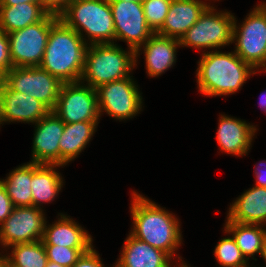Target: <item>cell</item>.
<instances>
[{
  "label": "cell",
  "mask_w": 266,
  "mask_h": 267,
  "mask_svg": "<svg viewBox=\"0 0 266 267\" xmlns=\"http://www.w3.org/2000/svg\"><path fill=\"white\" fill-rule=\"evenodd\" d=\"M132 192L130 213L133 228L130 234L167 253L173 259L182 243L179 220L144 195Z\"/></svg>",
  "instance_id": "cell-1"
},
{
  "label": "cell",
  "mask_w": 266,
  "mask_h": 267,
  "mask_svg": "<svg viewBox=\"0 0 266 267\" xmlns=\"http://www.w3.org/2000/svg\"><path fill=\"white\" fill-rule=\"evenodd\" d=\"M256 70L234 51L202 53L196 70L197 87L203 95L226 96L236 93Z\"/></svg>",
  "instance_id": "cell-2"
},
{
  "label": "cell",
  "mask_w": 266,
  "mask_h": 267,
  "mask_svg": "<svg viewBox=\"0 0 266 267\" xmlns=\"http://www.w3.org/2000/svg\"><path fill=\"white\" fill-rule=\"evenodd\" d=\"M87 48V42L59 19L50 29L39 66L63 83L79 82Z\"/></svg>",
  "instance_id": "cell-3"
},
{
  "label": "cell",
  "mask_w": 266,
  "mask_h": 267,
  "mask_svg": "<svg viewBox=\"0 0 266 267\" xmlns=\"http://www.w3.org/2000/svg\"><path fill=\"white\" fill-rule=\"evenodd\" d=\"M58 17L88 45L115 43L114 20L108 0H72Z\"/></svg>",
  "instance_id": "cell-4"
},
{
  "label": "cell",
  "mask_w": 266,
  "mask_h": 267,
  "mask_svg": "<svg viewBox=\"0 0 266 267\" xmlns=\"http://www.w3.org/2000/svg\"><path fill=\"white\" fill-rule=\"evenodd\" d=\"M135 68V51L131 48L126 51L114 44L89 45L80 82L92 88L130 77Z\"/></svg>",
  "instance_id": "cell-5"
},
{
  "label": "cell",
  "mask_w": 266,
  "mask_h": 267,
  "mask_svg": "<svg viewBox=\"0 0 266 267\" xmlns=\"http://www.w3.org/2000/svg\"><path fill=\"white\" fill-rule=\"evenodd\" d=\"M216 11L213 5H209L198 21L181 37L180 46L198 50L200 48L218 50L222 46L232 44L235 17L227 11Z\"/></svg>",
  "instance_id": "cell-6"
},
{
  "label": "cell",
  "mask_w": 266,
  "mask_h": 267,
  "mask_svg": "<svg viewBox=\"0 0 266 267\" xmlns=\"http://www.w3.org/2000/svg\"><path fill=\"white\" fill-rule=\"evenodd\" d=\"M59 20L49 13L42 21L7 33L13 67H35L42 62L51 27Z\"/></svg>",
  "instance_id": "cell-7"
},
{
  "label": "cell",
  "mask_w": 266,
  "mask_h": 267,
  "mask_svg": "<svg viewBox=\"0 0 266 267\" xmlns=\"http://www.w3.org/2000/svg\"><path fill=\"white\" fill-rule=\"evenodd\" d=\"M244 20L237 25L234 18V52L254 69L266 72V12L257 5Z\"/></svg>",
  "instance_id": "cell-8"
},
{
  "label": "cell",
  "mask_w": 266,
  "mask_h": 267,
  "mask_svg": "<svg viewBox=\"0 0 266 267\" xmlns=\"http://www.w3.org/2000/svg\"><path fill=\"white\" fill-rule=\"evenodd\" d=\"M2 79L11 90L36 98L50 111H53L57 104L63 84L40 66L12 67Z\"/></svg>",
  "instance_id": "cell-9"
},
{
  "label": "cell",
  "mask_w": 266,
  "mask_h": 267,
  "mask_svg": "<svg viewBox=\"0 0 266 267\" xmlns=\"http://www.w3.org/2000/svg\"><path fill=\"white\" fill-rule=\"evenodd\" d=\"M132 76L96 88L100 117L106 112L116 120H128L142 111L143 97Z\"/></svg>",
  "instance_id": "cell-10"
},
{
  "label": "cell",
  "mask_w": 266,
  "mask_h": 267,
  "mask_svg": "<svg viewBox=\"0 0 266 267\" xmlns=\"http://www.w3.org/2000/svg\"><path fill=\"white\" fill-rule=\"evenodd\" d=\"M53 112L64 123L99 121L96 89L80 81L63 83Z\"/></svg>",
  "instance_id": "cell-11"
},
{
  "label": "cell",
  "mask_w": 266,
  "mask_h": 267,
  "mask_svg": "<svg viewBox=\"0 0 266 267\" xmlns=\"http://www.w3.org/2000/svg\"><path fill=\"white\" fill-rule=\"evenodd\" d=\"M115 27V41L127 43L134 51L142 46L154 32L148 26L140 2L109 1Z\"/></svg>",
  "instance_id": "cell-12"
},
{
  "label": "cell",
  "mask_w": 266,
  "mask_h": 267,
  "mask_svg": "<svg viewBox=\"0 0 266 267\" xmlns=\"http://www.w3.org/2000/svg\"><path fill=\"white\" fill-rule=\"evenodd\" d=\"M43 209L34 206L15 207L0 225V244L4 249L17 243L42 240L46 217Z\"/></svg>",
  "instance_id": "cell-13"
},
{
  "label": "cell",
  "mask_w": 266,
  "mask_h": 267,
  "mask_svg": "<svg viewBox=\"0 0 266 267\" xmlns=\"http://www.w3.org/2000/svg\"><path fill=\"white\" fill-rule=\"evenodd\" d=\"M31 162L47 165H60L59 141L65 123L50 111L35 123Z\"/></svg>",
  "instance_id": "cell-14"
},
{
  "label": "cell",
  "mask_w": 266,
  "mask_h": 267,
  "mask_svg": "<svg viewBox=\"0 0 266 267\" xmlns=\"http://www.w3.org/2000/svg\"><path fill=\"white\" fill-rule=\"evenodd\" d=\"M2 123L23 122L35 124L45 117L50 110L39 100L25 93L11 90L2 84Z\"/></svg>",
  "instance_id": "cell-15"
},
{
  "label": "cell",
  "mask_w": 266,
  "mask_h": 267,
  "mask_svg": "<svg viewBox=\"0 0 266 267\" xmlns=\"http://www.w3.org/2000/svg\"><path fill=\"white\" fill-rule=\"evenodd\" d=\"M258 129L244 120L221 114L219 117L216 140L222 152L244 156L251 149Z\"/></svg>",
  "instance_id": "cell-16"
},
{
  "label": "cell",
  "mask_w": 266,
  "mask_h": 267,
  "mask_svg": "<svg viewBox=\"0 0 266 267\" xmlns=\"http://www.w3.org/2000/svg\"><path fill=\"white\" fill-rule=\"evenodd\" d=\"M180 41L154 33L142 46L135 50V67L140 51H144L146 73L150 77H158L176 63V50Z\"/></svg>",
  "instance_id": "cell-17"
},
{
  "label": "cell",
  "mask_w": 266,
  "mask_h": 267,
  "mask_svg": "<svg viewBox=\"0 0 266 267\" xmlns=\"http://www.w3.org/2000/svg\"><path fill=\"white\" fill-rule=\"evenodd\" d=\"M209 5L201 0H172L165 21L156 34L180 40Z\"/></svg>",
  "instance_id": "cell-18"
},
{
  "label": "cell",
  "mask_w": 266,
  "mask_h": 267,
  "mask_svg": "<svg viewBox=\"0 0 266 267\" xmlns=\"http://www.w3.org/2000/svg\"><path fill=\"white\" fill-rule=\"evenodd\" d=\"M55 223H45L42 242L44 245H55L75 249H91L93 238L71 217L61 213Z\"/></svg>",
  "instance_id": "cell-19"
},
{
  "label": "cell",
  "mask_w": 266,
  "mask_h": 267,
  "mask_svg": "<svg viewBox=\"0 0 266 267\" xmlns=\"http://www.w3.org/2000/svg\"><path fill=\"white\" fill-rule=\"evenodd\" d=\"M114 267H172V258L130 233ZM175 267V266H174Z\"/></svg>",
  "instance_id": "cell-20"
},
{
  "label": "cell",
  "mask_w": 266,
  "mask_h": 267,
  "mask_svg": "<svg viewBox=\"0 0 266 267\" xmlns=\"http://www.w3.org/2000/svg\"><path fill=\"white\" fill-rule=\"evenodd\" d=\"M226 222L266 224V188L253 186L230 204Z\"/></svg>",
  "instance_id": "cell-21"
},
{
  "label": "cell",
  "mask_w": 266,
  "mask_h": 267,
  "mask_svg": "<svg viewBox=\"0 0 266 267\" xmlns=\"http://www.w3.org/2000/svg\"><path fill=\"white\" fill-rule=\"evenodd\" d=\"M60 165H47L32 162V206L41 208V204L54 201L63 187V178L56 171Z\"/></svg>",
  "instance_id": "cell-22"
},
{
  "label": "cell",
  "mask_w": 266,
  "mask_h": 267,
  "mask_svg": "<svg viewBox=\"0 0 266 267\" xmlns=\"http://www.w3.org/2000/svg\"><path fill=\"white\" fill-rule=\"evenodd\" d=\"M98 124V121L65 123L59 141L61 167L73 161L86 148Z\"/></svg>",
  "instance_id": "cell-23"
},
{
  "label": "cell",
  "mask_w": 266,
  "mask_h": 267,
  "mask_svg": "<svg viewBox=\"0 0 266 267\" xmlns=\"http://www.w3.org/2000/svg\"><path fill=\"white\" fill-rule=\"evenodd\" d=\"M48 14L40 3L0 6V28L7 34L42 21Z\"/></svg>",
  "instance_id": "cell-24"
},
{
  "label": "cell",
  "mask_w": 266,
  "mask_h": 267,
  "mask_svg": "<svg viewBox=\"0 0 266 267\" xmlns=\"http://www.w3.org/2000/svg\"><path fill=\"white\" fill-rule=\"evenodd\" d=\"M224 225L223 231L232 234L236 245L247 261H249L250 257L253 258L255 253L260 255L263 240L266 236L264 225L242 224L237 222H225Z\"/></svg>",
  "instance_id": "cell-25"
},
{
  "label": "cell",
  "mask_w": 266,
  "mask_h": 267,
  "mask_svg": "<svg viewBox=\"0 0 266 267\" xmlns=\"http://www.w3.org/2000/svg\"><path fill=\"white\" fill-rule=\"evenodd\" d=\"M0 181L15 207L32 206V162L19 165Z\"/></svg>",
  "instance_id": "cell-26"
},
{
  "label": "cell",
  "mask_w": 266,
  "mask_h": 267,
  "mask_svg": "<svg viewBox=\"0 0 266 267\" xmlns=\"http://www.w3.org/2000/svg\"><path fill=\"white\" fill-rule=\"evenodd\" d=\"M12 247V248H11ZM9 255L2 257L13 267H45L48 261L42 240L9 246Z\"/></svg>",
  "instance_id": "cell-27"
},
{
  "label": "cell",
  "mask_w": 266,
  "mask_h": 267,
  "mask_svg": "<svg viewBox=\"0 0 266 267\" xmlns=\"http://www.w3.org/2000/svg\"><path fill=\"white\" fill-rule=\"evenodd\" d=\"M214 256L221 267H251L233 237L219 240L214 249Z\"/></svg>",
  "instance_id": "cell-28"
},
{
  "label": "cell",
  "mask_w": 266,
  "mask_h": 267,
  "mask_svg": "<svg viewBox=\"0 0 266 267\" xmlns=\"http://www.w3.org/2000/svg\"><path fill=\"white\" fill-rule=\"evenodd\" d=\"M172 0H145L142 3L148 26L156 33L163 25Z\"/></svg>",
  "instance_id": "cell-29"
},
{
  "label": "cell",
  "mask_w": 266,
  "mask_h": 267,
  "mask_svg": "<svg viewBox=\"0 0 266 267\" xmlns=\"http://www.w3.org/2000/svg\"><path fill=\"white\" fill-rule=\"evenodd\" d=\"M48 261L55 262L64 267H72L82 254L90 249H75L55 245H44Z\"/></svg>",
  "instance_id": "cell-30"
},
{
  "label": "cell",
  "mask_w": 266,
  "mask_h": 267,
  "mask_svg": "<svg viewBox=\"0 0 266 267\" xmlns=\"http://www.w3.org/2000/svg\"><path fill=\"white\" fill-rule=\"evenodd\" d=\"M12 67L9 39L7 34L0 28V78H2Z\"/></svg>",
  "instance_id": "cell-31"
},
{
  "label": "cell",
  "mask_w": 266,
  "mask_h": 267,
  "mask_svg": "<svg viewBox=\"0 0 266 267\" xmlns=\"http://www.w3.org/2000/svg\"><path fill=\"white\" fill-rule=\"evenodd\" d=\"M92 247L88 252L82 254L72 267H104L100 254ZM114 267V265H113Z\"/></svg>",
  "instance_id": "cell-32"
},
{
  "label": "cell",
  "mask_w": 266,
  "mask_h": 267,
  "mask_svg": "<svg viewBox=\"0 0 266 267\" xmlns=\"http://www.w3.org/2000/svg\"><path fill=\"white\" fill-rule=\"evenodd\" d=\"M15 206L0 181V225L11 215Z\"/></svg>",
  "instance_id": "cell-33"
},
{
  "label": "cell",
  "mask_w": 266,
  "mask_h": 267,
  "mask_svg": "<svg viewBox=\"0 0 266 267\" xmlns=\"http://www.w3.org/2000/svg\"><path fill=\"white\" fill-rule=\"evenodd\" d=\"M72 0H39V3L49 12L59 14Z\"/></svg>",
  "instance_id": "cell-34"
},
{
  "label": "cell",
  "mask_w": 266,
  "mask_h": 267,
  "mask_svg": "<svg viewBox=\"0 0 266 267\" xmlns=\"http://www.w3.org/2000/svg\"><path fill=\"white\" fill-rule=\"evenodd\" d=\"M265 167L266 166V161L263 163L260 161V163L257 165V167H255V172H254V176L256 178V183H255V186H258V187H263V188H266V167L265 169L262 167Z\"/></svg>",
  "instance_id": "cell-35"
},
{
  "label": "cell",
  "mask_w": 266,
  "mask_h": 267,
  "mask_svg": "<svg viewBox=\"0 0 266 267\" xmlns=\"http://www.w3.org/2000/svg\"><path fill=\"white\" fill-rule=\"evenodd\" d=\"M24 3H39V0H0V6H14Z\"/></svg>",
  "instance_id": "cell-36"
},
{
  "label": "cell",
  "mask_w": 266,
  "mask_h": 267,
  "mask_svg": "<svg viewBox=\"0 0 266 267\" xmlns=\"http://www.w3.org/2000/svg\"><path fill=\"white\" fill-rule=\"evenodd\" d=\"M259 106H261V110L266 112V92L261 95Z\"/></svg>",
  "instance_id": "cell-37"
},
{
  "label": "cell",
  "mask_w": 266,
  "mask_h": 267,
  "mask_svg": "<svg viewBox=\"0 0 266 267\" xmlns=\"http://www.w3.org/2000/svg\"><path fill=\"white\" fill-rule=\"evenodd\" d=\"M260 256H262V258L264 259V261L266 263V236L263 240L262 250H261Z\"/></svg>",
  "instance_id": "cell-38"
},
{
  "label": "cell",
  "mask_w": 266,
  "mask_h": 267,
  "mask_svg": "<svg viewBox=\"0 0 266 267\" xmlns=\"http://www.w3.org/2000/svg\"><path fill=\"white\" fill-rule=\"evenodd\" d=\"M2 84H3V79L0 78V125L2 124V118H1V107H2Z\"/></svg>",
  "instance_id": "cell-39"
},
{
  "label": "cell",
  "mask_w": 266,
  "mask_h": 267,
  "mask_svg": "<svg viewBox=\"0 0 266 267\" xmlns=\"http://www.w3.org/2000/svg\"><path fill=\"white\" fill-rule=\"evenodd\" d=\"M0 253V267H10L9 263L2 257Z\"/></svg>",
  "instance_id": "cell-40"
},
{
  "label": "cell",
  "mask_w": 266,
  "mask_h": 267,
  "mask_svg": "<svg viewBox=\"0 0 266 267\" xmlns=\"http://www.w3.org/2000/svg\"><path fill=\"white\" fill-rule=\"evenodd\" d=\"M178 259L180 260L179 263H177L176 267H190V265L188 266L187 263H185V261L182 260V257L178 256ZM182 262V263H181Z\"/></svg>",
  "instance_id": "cell-41"
},
{
  "label": "cell",
  "mask_w": 266,
  "mask_h": 267,
  "mask_svg": "<svg viewBox=\"0 0 266 267\" xmlns=\"http://www.w3.org/2000/svg\"><path fill=\"white\" fill-rule=\"evenodd\" d=\"M45 267H64V266H61L55 262H52V261H47L46 263V266Z\"/></svg>",
  "instance_id": "cell-42"
},
{
  "label": "cell",
  "mask_w": 266,
  "mask_h": 267,
  "mask_svg": "<svg viewBox=\"0 0 266 267\" xmlns=\"http://www.w3.org/2000/svg\"><path fill=\"white\" fill-rule=\"evenodd\" d=\"M108 1H124V2H140V3H143L145 0H108Z\"/></svg>",
  "instance_id": "cell-43"
},
{
  "label": "cell",
  "mask_w": 266,
  "mask_h": 267,
  "mask_svg": "<svg viewBox=\"0 0 266 267\" xmlns=\"http://www.w3.org/2000/svg\"><path fill=\"white\" fill-rule=\"evenodd\" d=\"M265 12H266V2L264 3H261V4H258Z\"/></svg>",
  "instance_id": "cell-44"
}]
</instances>
